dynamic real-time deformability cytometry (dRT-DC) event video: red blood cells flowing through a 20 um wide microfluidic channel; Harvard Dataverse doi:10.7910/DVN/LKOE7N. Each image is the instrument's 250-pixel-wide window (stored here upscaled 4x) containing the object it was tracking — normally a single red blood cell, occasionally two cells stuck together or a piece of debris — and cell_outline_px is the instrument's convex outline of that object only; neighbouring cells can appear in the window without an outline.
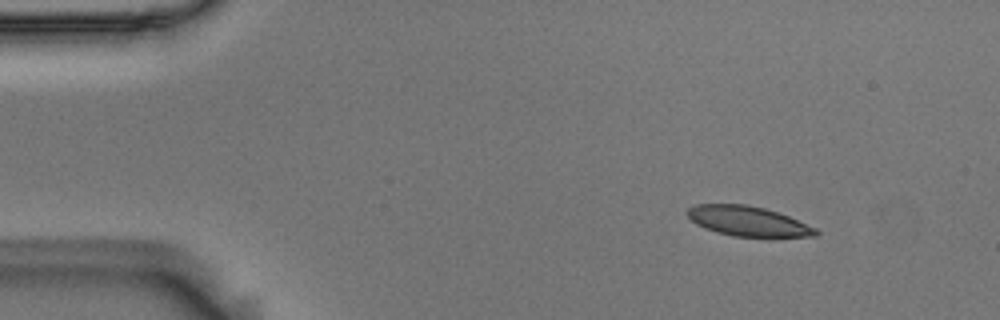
{"species": "Egyptian fruit bat (a non-hibernating species)", "species_latin": "Rousettus aegyptiacus", "temperature_condition": "room temperature", "stored_images_in_passage": 5, "camera_frame_rate_fps": 3000, "um_per_image_px": 0.085, "animal": {"sex": "male"}, "frame": {"image": 1, "passage_image": 1, "time_ms": 0.0, "image_size_px": [1000, 320], "cell_outline_px": [[820, 232], [816, 236], [732, 236], [716, 232], [704, 228], [696, 224], [684, 212], [688, 208], [696, 204], [748, 204], [764, 208], [788, 216], [816, 228]], "centroid_in_image_um": [63.53, 18.79], "position_along_channel_um": 21.5, "area_um2": 22.2}}
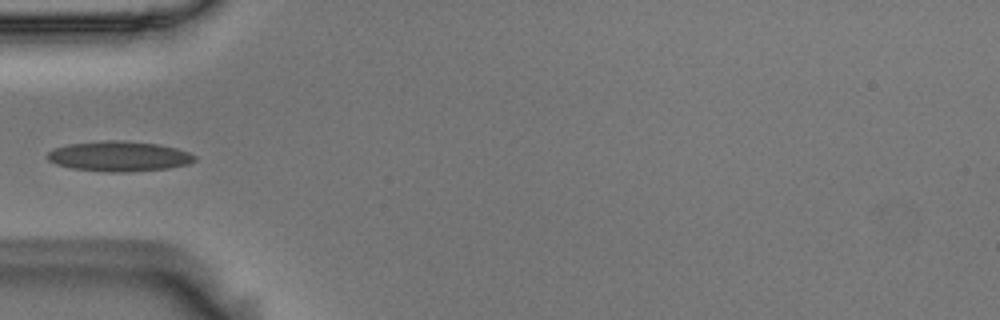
{"frame": {"image": 2, "passage_image": 4, "time_ms": 1.0, "image_size_px": [1000, 320], "cell_outline_px": [[196, 160], [188, 164], [168, 168], [124, 172], [108, 172], [72, 168], [56, 164], [48, 160], [44, 156], [52, 148], [68, 144], [104, 140], [124, 140], [160, 144], [176, 148], [188, 152], [196, 156]], "centroid_in_image_um": [10.09, 13.27], "position_along_channel_um": 74.9, "area_um2": 26.07}}
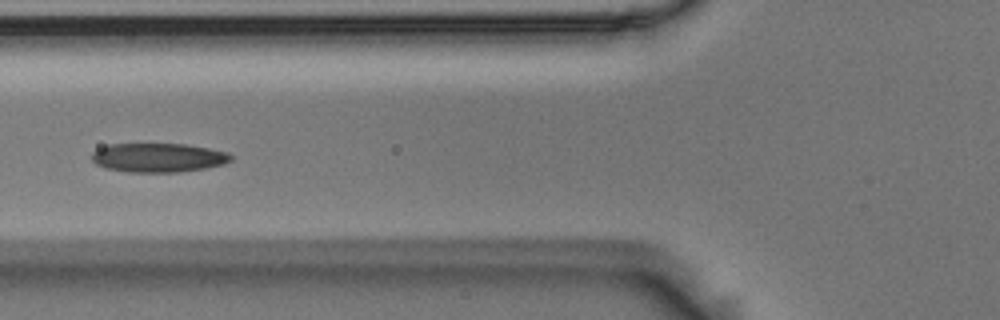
{"frame": {"image": 3, "passage_image": 5, "time_ms": 1.333, "image_size_px": [1000, 320], "cell_outline_px": [[232, 160], [224, 164], [204, 168], [180, 172], [128, 172], [104, 168], [96, 164], [92, 160], [92, 152], [108, 144], [184, 144], [208, 148], [228, 152], [232, 156]], "centroid_in_image_um": [13.45, 13.4], "position_along_channel_um": 112.4, "area_um2": 23.58}}